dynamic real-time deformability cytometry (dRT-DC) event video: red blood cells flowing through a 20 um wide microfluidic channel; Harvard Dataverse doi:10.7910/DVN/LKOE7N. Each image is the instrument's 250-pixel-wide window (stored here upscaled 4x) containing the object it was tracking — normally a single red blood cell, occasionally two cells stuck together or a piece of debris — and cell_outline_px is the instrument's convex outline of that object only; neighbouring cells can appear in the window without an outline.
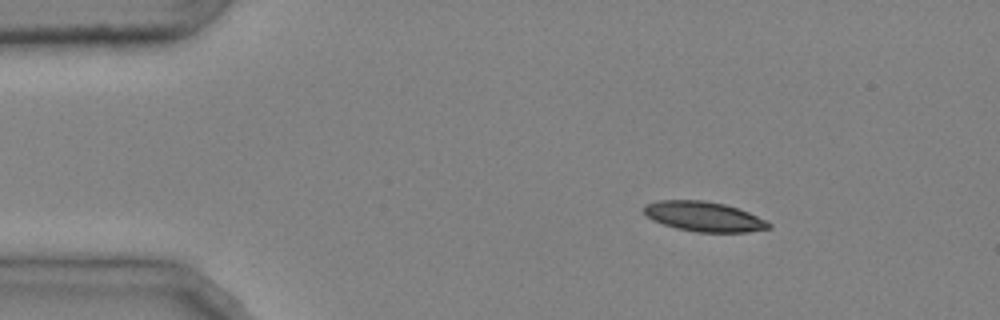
{"species": "common noctule bat (a hibernating species)", "species_latin": "Nyctalus noctula", "temperature_condition": "cold", "stored_images_in_passage": 47, "camera_frame_rate_fps": 3000, "um_per_image_px": 0.085, "animal": {"sex": "male", "body_mass_g": 20.4}, "frame": {"image": 1, "passage_image": 7, "time_ms": 2.0, "image_size_px": [1000, 320], "cell_outline_px": [[772, 228], [748, 232], [696, 232], [676, 228], [652, 220], [644, 212], [644, 208], [648, 204], [656, 200], [704, 200], [724, 204], [748, 212], [772, 224]], "centroid_in_image_um": [59.84, 18.41], "position_along_channel_um": 25.2, "area_um2": 21.56}}
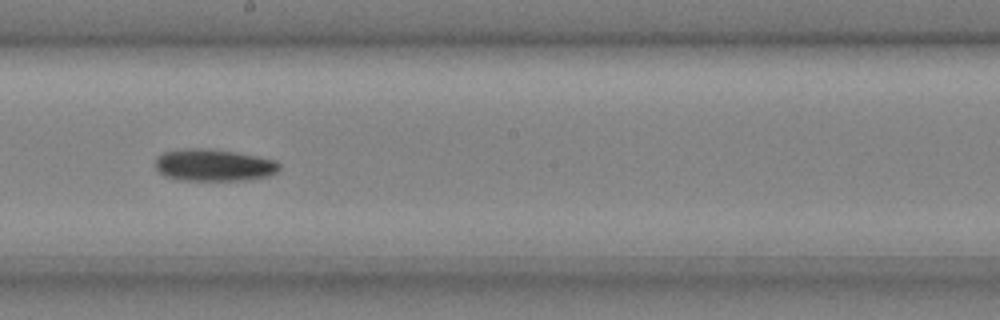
{"frame": {"image": 2, "passage_image": 27, "time_ms": 8.667, "image_size_px": [1000, 320], "cell_outline_px": [[280, 168], [276, 172], [268, 176], [244, 180], [180, 180], [164, 176], [156, 168], [156, 156], [164, 152], [184, 148], [208, 148], [236, 152], [276, 160], [280, 164]], "centroid_in_image_um": [18.16, 14.03], "position_along_channel_um": 230.0, "area_um2": 23.24}}
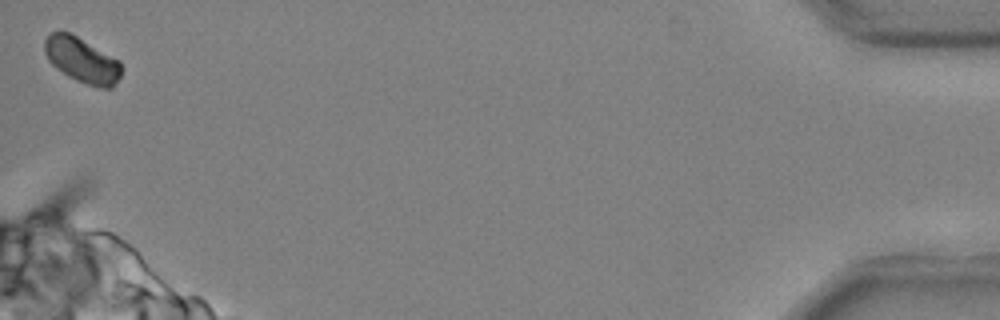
{"frame": {"image": 3, "passage_image": 47, "time_ms": 15.333, "image_size_px": [1000, 320], "cell_outline_px": [[120, 76], [112, 88], [96, 88], [76, 80], [68, 76], [56, 68], [48, 60], [44, 52], [44, 40], [52, 32], [72, 32], [120, 60]], "centroid_in_image_um": [6.96, 5.1], "position_along_channel_um": 428.2, "area_um2": 20.46}, "authors_computed_cell_mechanics": {"area_um2": 22.542, "velocity_mm_per_s": 4.0174, "shape_relaxation_time_tau1_ms": 4.5321, "shape_relaxation_time_tau2_ms": null, "deformation_change_tau1": 0.1121, "deformation_change_tau2": null}}